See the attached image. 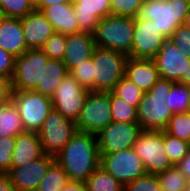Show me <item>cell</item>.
Segmentation results:
<instances>
[{
	"instance_id": "obj_1",
	"label": "cell",
	"mask_w": 190,
	"mask_h": 191,
	"mask_svg": "<svg viewBox=\"0 0 190 191\" xmlns=\"http://www.w3.org/2000/svg\"><path fill=\"white\" fill-rule=\"evenodd\" d=\"M70 181L84 183L100 166L97 136L78 131L55 156Z\"/></svg>"
},
{
	"instance_id": "obj_2",
	"label": "cell",
	"mask_w": 190,
	"mask_h": 191,
	"mask_svg": "<svg viewBox=\"0 0 190 191\" xmlns=\"http://www.w3.org/2000/svg\"><path fill=\"white\" fill-rule=\"evenodd\" d=\"M174 82L160 78L144 93L137 108V119L142 131H164L174 115L168 105V94Z\"/></svg>"
},
{
	"instance_id": "obj_3",
	"label": "cell",
	"mask_w": 190,
	"mask_h": 191,
	"mask_svg": "<svg viewBox=\"0 0 190 191\" xmlns=\"http://www.w3.org/2000/svg\"><path fill=\"white\" fill-rule=\"evenodd\" d=\"M190 6L189 0H144L137 19L151 20L167 39L183 25Z\"/></svg>"
},
{
	"instance_id": "obj_4",
	"label": "cell",
	"mask_w": 190,
	"mask_h": 191,
	"mask_svg": "<svg viewBox=\"0 0 190 191\" xmlns=\"http://www.w3.org/2000/svg\"><path fill=\"white\" fill-rule=\"evenodd\" d=\"M135 18L109 15L99 20L94 39L96 47L129 54L134 37Z\"/></svg>"
},
{
	"instance_id": "obj_5",
	"label": "cell",
	"mask_w": 190,
	"mask_h": 191,
	"mask_svg": "<svg viewBox=\"0 0 190 191\" xmlns=\"http://www.w3.org/2000/svg\"><path fill=\"white\" fill-rule=\"evenodd\" d=\"M128 55L96 47L93 51V91L110 92L124 76Z\"/></svg>"
},
{
	"instance_id": "obj_6",
	"label": "cell",
	"mask_w": 190,
	"mask_h": 191,
	"mask_svg": "<svg viewBox=\"0 0 190 191\" xmlns=\"http://www.w3.org/2000/svg\"><path fill=\"white\" fill-rule=\"evenodd\" d=\"M133 149L142 160L147 173L157 175L174 166L164 146V131H142Z\"/></svg>"
},
{
	"instance_id": "obj_7",
	"label": "cell",
	"mask_w": 190,
	"mask_h": 191,
	"mask_svg": "<svg viewBox=\"0 0 190 191\" xmlns=\"http://www.w3.org/2000/svg\"><path fill=\"white\" fill-rule=\"evenodd\" d=\"M76 132V122L52 108L37 134L44 154L55 157Z\"/></svg>"
},
{
	"instance_id": "obj_8",
	"label": "cell",
	"mask_w": 190,
	"mask_h": 191,
	"mask_svg": "<svg viewBox=\"0 0 190 191\" xmlns=\"http://www.w3.org/2000/svg\"><path fill=\"white\" fill-rule=\"evenodd\" d=\"M111 91H89L80 116L76 121L78 131L97 134L112 122Z\"/></svg>"
},
{
	"instance_id": "obj_9",
	"label": "cell",
	"mask_w": 190,
	"mask_h": 191,
	"mask_svg": "<svg viewBox=\"0 0 190 191\" xmlns=\"http://www.w3.org/2000/svg\"><path fill=\"white\" fill-rule=\"evenodd\" d=\"M12 102L20 113L25 131L38 132L52 110V100L34 91H14Z\"/></svg>"
},
{
	"instance_id": "obj_10",
	"label": "cell",
	"mask_w": 190,
	"mask_h": 191,
	"mask_svg": "<svg viewBox=\"0 0 190 191\" xmlns=\"http://www.w3.org/2000/svg\"><path fill=\"white\" fill-rule=\"evenodd\" d=\"M49 60L40 49H28L15 57L13 90L32 91L42 81L43 69Z\"/></svg>"
},
{
	"instance_id": "obj_11",
	"label": "cell",
	"mask_w": 190,
	"mask_h": 191,
	"mask_svg": "<svg viewBox=\"0 0 190 191\" xmlns=\"http://www.w3.org/2000/svg\"><path fill=\"white\" fill-rule=\"evenodd\" d=\"M142 132L138 122H111L96 134L100 155L133 148Z\"/></svg>"
},
{
	"instance_id": "obj_12",
	"label": "cell",
	"mask_w": 190,
	"mask_h": 191,
	"mask_svg": "<svg viewBox=\"0 0 190 191\" xmlns=\"http://www.w3.org/2000/svg\"><path fill=\"white\" fill-rule=\"evenodd\" d=\"M100 166L124 186L147 173L133 148L100 155Z\"/></svg>"
},
{
	"instance_id": "obj_13",
	"label": "cell",
	"mask_w": 190,
	"mask_h": 191,
	"mask_svg": "<svg viewBox=\"0 0 190 191\" xmlns=\"http://www.w3.org/2000/svg\"><path fill=\"white\" fill-rule=\"evenodd\" d=\"M89 91L68 74L51 98L52 107L67 119L76 122Z\"/></svg>"
},
{
	"instance_id": "obj_14",
	"label": "cell",
	"mask_w": 190,
	"mask_h": 191,
	"mask_svg": "<svg viewBox=\"0 0 190 191\" xmlns=\"http://www.w3.org/2000/svg\"><path fill=\"white\" fill-rule=\"evenodd\" d=\"M167 40L153 21L135 18L133 45L128 57L153 59Z\"/></svg>"
},
{
	"instance_id": "obj_15",
	"label": "cell",
	"mask_w": 190,
	"mask_h": 191,
	"mask_svg": "<svg viewBox=\"0 0 190 191\" xmlns=\"http://www.w3.org/2000/svg\"><path fill=\"white\" fill-rule=\"evenodd\" d=\"M152 60L160 78L187 84V70L190 66V58L185 57L172 41L168 39Z\"/></svg>"
},
{
	"instance_id": "obj_16",
	"label": "cell",
	"mask_w": 190,
	"mask_h": 191,
	"mask_svg": "<svg viewBox=\"0 0 190 191\" xmlns=\"http://www.w3.org/2000/svg\"><path fill=\"white\" fill-rule=\"evenodd\" d=\"M55 157L44 154L22 166L11 168L8 172L16 191H36Z\"/></svg>"
},
{
	"instance_id": "obj_17",
	"label": "cell",
	"mask_w": 190,
	"mask_h": 191,
	"mask_svg": "<svg viewBox=\"0 0 190 191\" xmlns=\"http://www.w3.org/2000/svg\"><path fill=\"white\" fill-rule=\"evenodd\" d=\"M73 8L78 20L79 32L94 35L98 22L111 15L110 0H76Z\"/></svg>"
},
{
	"instance_id": "obj_18",
	"label": "cell",
	"mask_w": 190,
	"mask_h": 191,
	"mask_svg": "<svg viewBox=\"0 0 190 191\" xmlns=\"http://www.w3.org/2000/svg\"><path fill=\"white\" fill-rule=\"evenodd\" d=\"M95 48L94 35L84 32L67 34L66 49L62 61L68 72L92 58Z\"/></svg>"
},
{
	"instance_id": "obj_19",
	"label": "cell",
	"mask_w": 190,
	"mask_h": 191,
	"mask_svg": "<svg viewBox=\"0 0 190 191\" xmlns=\"http://www.w3.org/2000/svg\"><path fill=\"white\" fill-rule=\"evenodd\" d=\"M21 25L29 49H41L46 40L55 33L45 14L36 9L21 18Z\"/></svg>"
},
{
	"instance_id": "obj_20",
	"label": "cell",
	"mask_w": 190,
	"mask_h": 191,
	"mask_svg": "<svg viewBox=\"0 0 190 191\" xmlns=\"http://www.w3.org/2000/svg\"><path fill=\"white\" fill-rule=\"evenodd\" d=\"M124 76L135 83L144 93L149 91L160 79L152 59L128 57Z\"/></svg>"
},
{
	"instance_id": "obj_21",
	"label": "cell",
	"mask_w": 190,
	"mask_h": 191,
	"mask_svg": "<svg viewBox=\"0 0 190 191\" xmlns=\"http://www.w3.org/2000/svg\"><path fill=\"white\" fill-rule=\"evenodd\" d=\"M0 47L14 57L21 56L29 49L20 18H0Z\"/></svg>"
},
{
	"instance_id": "obj_22",
	"label": "cell",
	"mask_w": 190,
	"mask_h": 191,
	"mask_svg": "<svg viewBox=\"0 0 190 191\" xmlns=\"http://www.w3.org/2000/svg\"><path fill=\"white\" fill-rule=\"evenodd\" d=\"M44 155L36 132L25 131L15 137L11 168L22 166Z\"/></svg>"
},
{
	"instance_id": "obj_23",
	"label": "cell",
	"mask_w": 190,
	"mask_h": 191,
	"mask_svg": "<svg viewBox=\"0 0 190 191\" xmlns=\"http://www.w3.org/2000/svg\"><path fill=\"white\" fill-rule=\"evenodd\" d=\"M54 31L60 34H73L79 32L78 20L74 12L73 3H59L46 7L42 11Z\"/></svg>"
},
{
	"instance_id": "obj_24",
	"label": "cell",
	"mask_w": 190,
	"mask_h": 191,
	"mask_svg": "<svg viewBox=\"0 0 190 191\" xmlns=\"http://www.w3.org/2000/svg\"><path fill=\"white\" fill-rule=\"evenodd\" d=\"M69 74L62 60L50 59L43 69L42 81L32 90L52 98L62 80Z\"/></svg>"
},
{
	"instance_id": "obj_25",
	"label": "cell",
	"mask_w": 190,
	"mask_h": 191,
	"mask_svg": "<svg viewBox=\"0 0 190 191\" xmlns=\"http://www.w3.org/2000/svg\"><path fill=\"white\" fill-rule=\"evenodd\" d=\"M25 132L20 113L11 101L8 105L0 106V139L3 137L17 135Z\"/></svg>"
},
{
	"instance_id": "obj_26",
	"label": "cell",
	"mask_w": 190,
	"mask_h": 191,
	"mask_svg": "<svg viewBox=\"0 0 190 191\" xmlns=\"http://www.w3.org/2000/svg\"><path fill=\"white\" fill-rule=\"evenodd\" d=\"M85 191H124V185L99 166L84 182Z\"/></svg>"
},
{
	"instance_id": "obj_27",
	"label": "cell",
	"mask_w": 190,
	"mask_h": 191,
	"mask_svg": "<svg viewBox=\"0 0 190 191\" xmlns=\"http://www.w3.org/2000/svg\"><path fill=\"white\" fill-rule=\"evenodd\" d=\"M69 182L68 175L55 160L39 183L36 191H61Z\"/></svg>"
},
{
	"instance_id": "obj_28",
	"label": "cell",
	"mask_w": 190,
	"mask_h": 191,
	"mask_svg": "<svg viewBox=\"0 0 190 191\" xmlns=\"http://www.w3.org/2000/svg\"><path fill=\"white\" fill-rule=\"evenodd\" d=\"M111 92L115 96L134 106L136 109L138 108L139 103L144 95V92L125 76L120 79Z\"/></svg>"
},
{
	"instance_id": "obj_29",
	"label": "cell",
	"mask_w": 190,
	"mask_h": 191,
	"mask_svg": "<svg viewBox=\"0 0 190 191\" xmlns=\"http://www.w3.org/2000/svg\"><path fill=\"white\" fill-rule=\"evenodd\" d=\"M156 176L162 191H184L188 181L177 165Z\"/></svg>"
},
{
	"instance_id": "obj_30",
	"label": "cell",
	"mask_w": 190,
	"mask_h": 191,
	"mask_svg": "<svg viewBox=\"0 0 190 191\" xmlns=\"http://www.w3.org/2000/svg\"><path fill=\"white\" fill-rule=\"evenodd\" d=\"M189 91L186 83L174 82L168 94V107L173 114L189 111Z\"/></svg>"
},
{
	"instance_id": "obj_31",
	"label": "cell",
	"mask_w": 190,
	"mask_h": 191,
	"mask_svg": "<svg viewBox=\"0 0 190 191\" xmlns=\"http://www.w3.org/2000/svg\"><path fill=\"white\" fill-rule=\"evenodd\" d=\"M164 131L173 137L190 143V111L175 113L170 118Z\"/></svg>"
},
{
	"instance_id": "obj_32",
	"label": "cell",
	"mask_w": 190,
	"mask_h": 191,
	"mask_svg": "<svg viewBox=\"0 0 190 191\" xmlns=\"http://www.w3.org/2000/svg\"><path fill=\"white\" fill-rule=\"evenodd\" d=\"M110 107L113 122H138L137 109L112 92Z\"/></svg>"
},
{
	"instance_id": "obj_33",
	"label": "cell",
	"mask_w": 190,
	"mask_h": 191,
	"mask_svg": "<svg viewBox=\"0 0 190 191\" xmlns=\"http://www.w3.org/2000/svg\"><path fill=\"white\" fill-rule=\"evenodd\" d=\"M34 9V1L32 0H0L2 17L21 19Z\"/></svg>"
},
{
	"instance_id": "obj_34",
	"label": "cell",
	"mask_w": 190,
	"mask_h": 191,
	"mask_svg": "<svg viewBox=\"0 0 190 191\" xmlns=\"http://www.w3.org/2000/svg\"><path fill=\"white\" fill-rule=\"evenodd\" d=\"M164 146L168 158L174 165H177L190 150V143L173 137L164 131Z\"/></svg>"
},
{
	"instance_id": "obj_35",
	"label": "cell",
	"mask_w": 190,
	"mask_h": 191,
	"mask_svg": "<svg viewBox=\"0 0 190 191\" xmlns=\"http://www.w3.org/2000/svg\"><path fill=\"white\" fill-rule=\"evenodd\" d=\"M66 49V35L55 32L40 49L49 59L63 60Z\"/></svg>"
},
{
	"instance_id": "obj_36",
	"label": "cell",
	"mask_w": 190,
	"mask_h": 191,
	"mask_svg": "<svg viewBox=\"0 0 190 191\" xmlns=\"http://www.w3.org/2000/svg\"><path fill=\"white\" fill-rule=\"evenodd\" d=\"M111 15L136 18L144 0H110Z\"/></svg>"
},
{
	"instance_id": "obj_37",
	"label": "cell",
	"mask_w": 190,
	"mask_h": 191,
	"mask_svg": "<svg viewBox=\"0 0 190 191\" xmlns=\"http://www.w3.org/2000/svg\"><path fill=\"white\" fill-rule=\"evenodd\" d=\"M69 74L84 88L93 91V61L88 59L72 69Z\"/></svg>"
},
{
	"instance_id": "obj_38",
	"label": "cell",
	"mask_w": 190,
	"mask_h": 191,
	"mask_svg": "<svg viewBox=\"0 0 190 191\" xmlns=\"http://www.w3.org/2000/svg\"><path fill=\"white\" fill-rule=\"evenodd\" d=\"M124 191H162L157 176L146 173L124 186Z\"/></svg>"
},
{
	"instance_id": "obj_39",
	"label": "cell",
	"mask_w": 190,
	"mask_h": 191,
	"mask_svg": "<svg viewBox=\"0 0 190 191\" xmlns=\"http://www.w3.org/2000/svg\"><path fill=\"white\" fill-rule=\"evenodd\" d=\"M15 137L7 136L0 139V173H8L11 169Z\"/></svg>"
},
{
	"instance_id": "obj_40",
	"label": "cell",
	"mask_w": 190,
	"mask_h": 191,
	"mask_svg": "<svg viewBox=\"0 0 190 191\" xmlns=\"http://www.w3.org/2000/svg\"><path fill=\"white\" fill-rule=\"evenodd\" d=\"M185 57L190 58V30L184 25L178 26L169 39Z\"/></svg>"
},
{
	"instance_id": "obj_41",
	"label": "cell",
	"mask_w": 190,
	"mask_h": 191,
	"mask_svg": "<svg viewBox=\"0 0 190 191\" xmlns=\"http://www.w3.org/2000/svg\"><path fill=\"white\" fill-rule=\"evenodd\" d=\"M14 65L15 57L0 47V76L12 78Z\"/></svg>"
},
{
	"instance_id": "obj_42",
	"label": "cell",
	"mask_w": 190,
	"mask_h": 191,
	"mask_svg": "<svg viewBox=\"0 0 190 191\" xmlns=\"http://www.w3.org/2000/svg\"><path fill=\"white\" fill-rule=\"evenodd\" d=\"M13 92L12 78L0 76V106L12 101Z\"/></svg>"
},
{
	"instance_id": "obj_43",
	"label": "cell",
	"mask_w": 190,
	"mask_h": 191,
	"mask_svg": "<svg viewBox=\"0 0 190 191\" xmlns=\"http://www.w3.org/2000/svg\"><path fill=\"white\" fill-rule=\"evenodd\" d=\"M73 0H35L34 8L39 11H43L46 7L59 4V3H73Z\"/></svg>"
},
{
	"instance_id": "obj_44",
	"label": "cell",
	"mask_w": 190,
	"mask_h": 191,
	"mask_svg": "<svg viewBox=\"0 0 190 191\" xmlns=\"http://www.w3.org/2000/svg\"><path fill=\"white\" fill-rule=\"evenodd\" d=\"M0 191H16L8 173H0Z\"/></svg>"
},
{
	"instance_id": "obj_45",
	"label": "cell",
	"mask_w": 190,
	"mask_h": 191,
	"mask_svg": "<svg viewBox=\"0 0 190 191\" xmlns=\"http://www.w3.org/2000/svg\"><path fill=\"white\" fill-rule=\"evenodd\" d=\"M182 174L187 180H190V150L188 154L177 164Z\"/></svg>"
},
{
	"instance_id": "obj_46",
	"label": "cell",
	"mask_w": 190,
	"mask_h": 191,
	"mask_svg": "<svg viewBox=\"0 0 190 191\" xmlns=\"http://www.w3.org/2000/svg\"><path fill=\"white\" fill-rule=\"evenodd\" d=\"M61 191H85L84 183L70 181Z\"/></svg>"
},
{
	"instance_id": "obj_47",
	"label": "cell",
	"mask_w": 190,
	"mask_h": 191,
	"mask_svg": "<svg viewBox=\"0 0 190 191\" xmlns=\"http://www.w3.org/2000/svg\"><path fill=\"white\" fill-rule=\"evenodd\" d=\"M183 25L190 30V6H189L188 13L186 14Z\"/></svg>"
},
{
	"instance_id": "obj_48",
	"label": "cell",
	"mask_w": 190,
	"mask_h": 191,
	"mask_svg": "<svg viewBox=\"0 0 190 191\" xmlns=\"http://www.w3.org/2000/svg\"><path fill=\"white\" fill-rule=\"evenodd\" d=\"M187 84H190V66L188 67L187 70Z\"/></svg>"
},
{
	"instance_id": "obj_49",
	"label": "cell",
	"mask_w": 190,
	"mask_h": 191,
	"mask_svg": "<svg viewBox=\"0 0 190 191\" xmlns=\"http://www.w3.org/2000/svg\"><path fill=\"white\" fill-rule=\"evenodd\" d=\"M184 191H190V180L187 181Z\"/></svg>"
},
{
	"instance_id": "obj_50",
	"label": "cell",
	"mask_w": 190,
	"mask_h": 191,
	"mask_svg": "<svg viewBox=\"0 0 190 191\" xmlns=\"http://www.w3.org/2000/svg\"><path fill=\"white\" fill-rule=\"evenodd\" d=\"M187 87H188V91H189V94H190V84H187ZM189 111H190V95H189Z\"/></svg>"
}]
</instances>
